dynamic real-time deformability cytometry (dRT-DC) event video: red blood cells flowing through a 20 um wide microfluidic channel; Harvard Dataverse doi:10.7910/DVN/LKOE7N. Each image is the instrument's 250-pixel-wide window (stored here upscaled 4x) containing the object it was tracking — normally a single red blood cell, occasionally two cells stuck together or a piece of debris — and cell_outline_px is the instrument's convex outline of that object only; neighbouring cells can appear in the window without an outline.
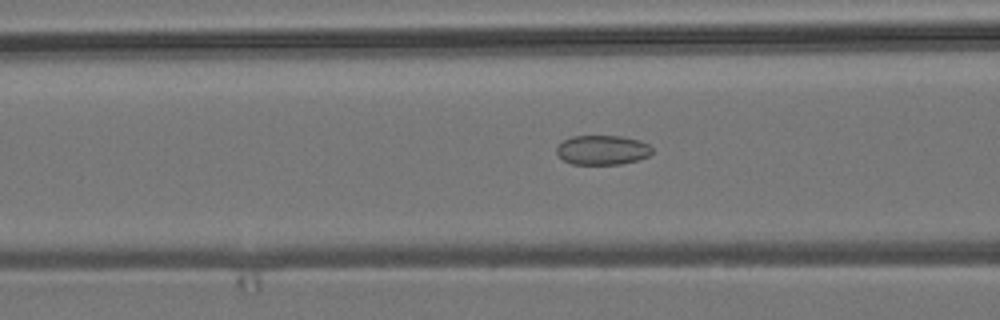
{"species": "common noctule bat (a hibernating species)", "species_latin": "Nyctalus noctula", "temperature_condition": "room temperature", "stored_images_in_passage": 38, "camera_frame_rate_fps": 3000, "um_per_image_px": 0.085, "animal": {"sex": "male", "body_mass_g": 19.2, "forearm_length_mm": 51.8}, "frame": {"image": 1, "passage_image": 5, "time_ms": 1.333, "image_size_px": [1000, 320], "cell_outline_px": [[652, 152], [648, 156], [640, 160], [620, 164], [572, 164], [564, 160], [556, 152], [556, 148], [564, 140], [572, 136], [620, 136], [640, 140], [648, 144], [652, 148]], "centroid_in_image_um": [51.23, 12.75], "position_along_channel_um": 115.4, "area_um2": 16.42}}
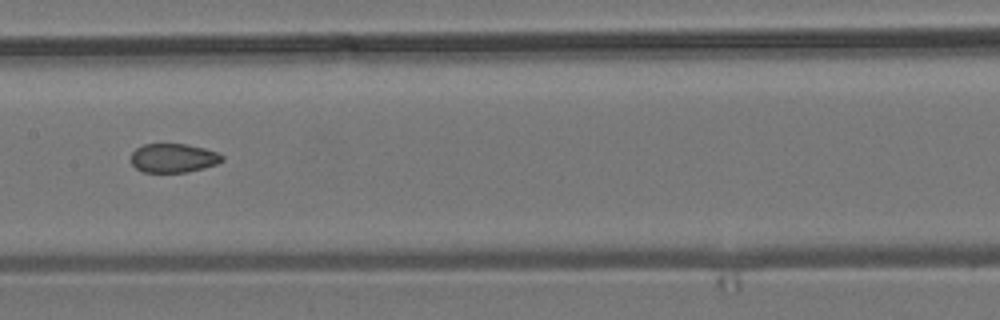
{"frame": {"image": 2, "passage_image": 11, "time_ms": 3.333, "image_size_px": [1000, 320], "cell_outline_px": [[224, 160], [216, 164], [204, 168], [188, 172], [144, 172], [136, 168], [132, 164], [132, 152], [136, 148], [144, 144], [188, 144], [204, 148], [216, 152], [224, 156]], "centroid_in_image_um": [14.75, 13.43], "position_along_channel_um": 192.6, "area_um2": 15.37}}
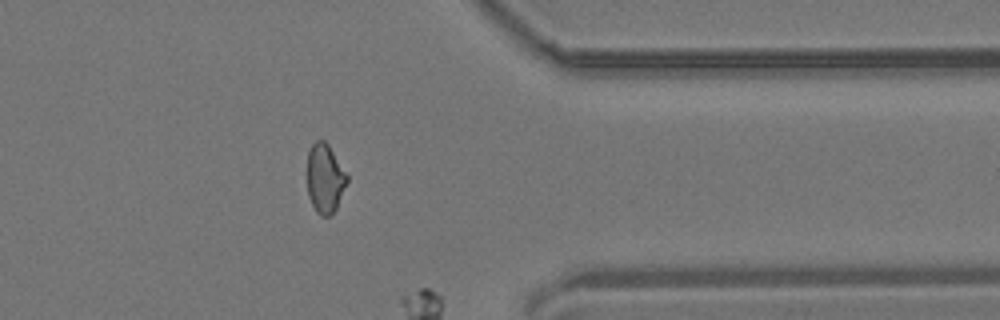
{"frame": {"image": 3, "passage_image": 27, "time_ms": 8.667, "image_size_px": [1000, 320], "cell_outline_px": [[348, 180], [336, 208], [328, 216], [320, 216], [316, 212], [308, 196], [308, 152], [312, 144], [316, 140], [324, 140], [328, 144], [348, 176]], "centroid_in_image_um": [27.61, 15.16], "position_along_channel_um": 383.8, "area_um2": 15.84}}